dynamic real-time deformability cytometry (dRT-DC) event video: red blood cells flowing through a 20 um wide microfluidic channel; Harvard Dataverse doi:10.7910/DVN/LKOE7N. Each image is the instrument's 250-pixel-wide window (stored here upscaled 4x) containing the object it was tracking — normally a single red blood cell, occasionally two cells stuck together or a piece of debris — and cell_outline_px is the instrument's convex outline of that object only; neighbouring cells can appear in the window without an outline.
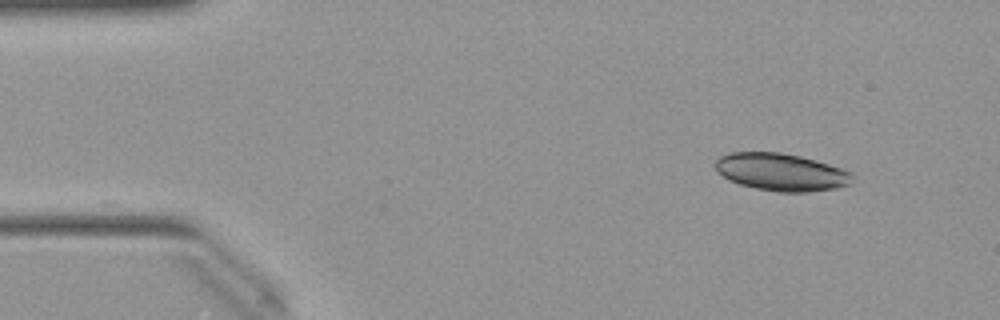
{"species": "Egyptian fruit bat (a non-hibernating species)", "species_latin": "Rousettus aegyptiacus", "temperature_condition": "warm", "stored_images_in_passage": 19, "camera_frame_rate_fps": 3000, "um_per_image_px": 0.085, "animal": {"sex": "female"}, "frame": {"image": 1, "passage_image": 1, "time_ms": 0.0, "image_size_px": [1000, 320], "cell_outline_px": [[852, 176], [848, 184], [836, 188], [808, 192], [780, 192], [756, 188], [740, 184], [728, 180], [716, 168], [716, 160], [720, 156], [728, 152], [780, 152], [800, 156], [816, 160], [852, 172]], "centroid_in_image_um": [66.38, 14.62], "position_along_channel_um": 18.6, "area_um2": 29.65}}
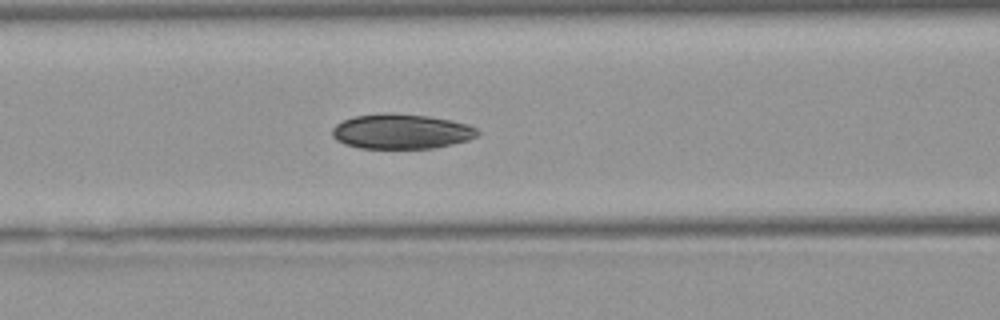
{"frame": {"image": 2, "passage_image": 16, "time_ms": 5.0, "image_size_px": [1000, 320], "cell_outline_px": [[480, 132], [476, 136], [468, 140], [452, 144], [432, 148], [360, 148], [344, 144], [336, 140], [332, 136], [332, 128], [336, 124], [352, 116], [428, 116], [452, 120], [468, 124], [476, 128]], "centroid_in_image_um": [34.13, 11.22], "position_along_channel_um": 132.5, "area_um2": 28.61}}
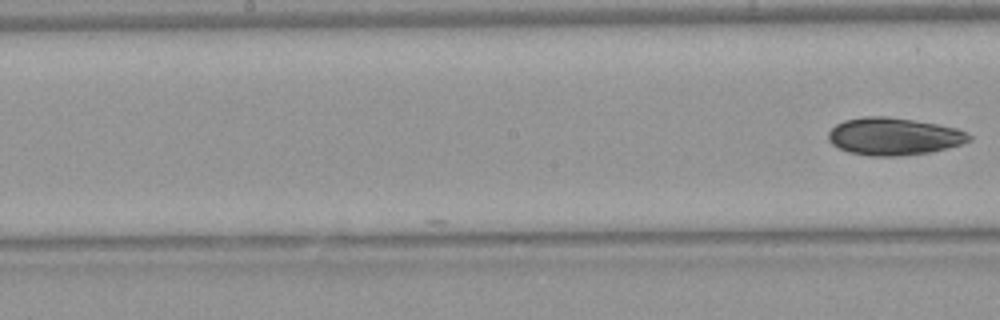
{"frame": {"image": 3, "passage_image": 19, "time_ms": 6.0, "image_size_px": [1000, 320], "cell_outline_px": [[972, 140], [960, 144], [928, 152], [900, 156], [868, 156], [848, 152], [832, 144], [828, 140], [828, 132], [836, 124], [844, 120], [864, 116], [884, 116], [940, 124], [956, 128], [968, 132], [972, 136]], "centroid_in_image_um": [75.96, 11.59], "position_along_channel_um": 172.2, "area_um2": 30.69}}